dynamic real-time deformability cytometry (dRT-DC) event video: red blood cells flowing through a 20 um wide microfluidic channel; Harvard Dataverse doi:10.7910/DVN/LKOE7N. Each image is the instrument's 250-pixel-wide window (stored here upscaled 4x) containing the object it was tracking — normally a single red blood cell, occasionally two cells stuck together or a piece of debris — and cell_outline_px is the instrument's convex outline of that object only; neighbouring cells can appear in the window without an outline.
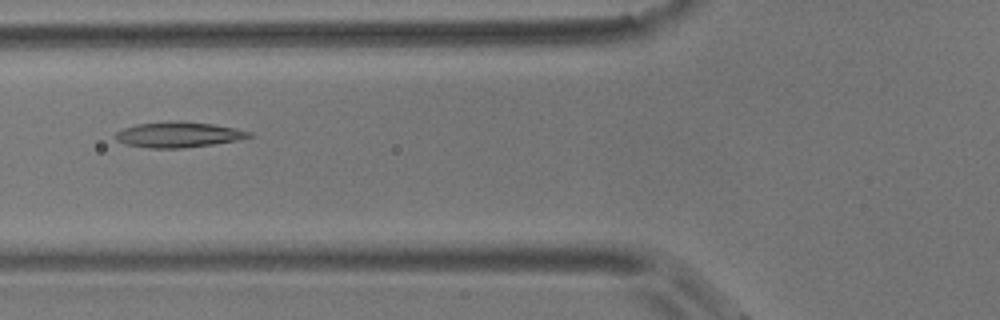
{"species": "common noctule bat (a hibernating species)", "species_latin": "Nyctalus noctula", "temperature_condition": "room temperature", "stored_images_in_passage": 11, "camera_frame_rate_fps": 3000, "um_per_image_px": 0.085, "animal": {"sex": "male", "body_mass_g": 17.9}, "frame": {"image": 1, "passage_image": 2, "time_ms": 0.333, "image_size_px": [1000, 320], "cell_outline_px": [[256, 136], [236, 140], [212, 144], [184, 148], [148, 148], [124, 144], [116, 140], [116, 132], [124, 128], [136, 124], [168, 120], [180, 120], [212, 124], [252, 132]], "centroid_in_image_um": [15.15, 11.43], "position_along_channel_um": 110.7, "area_um2": 20.0}}
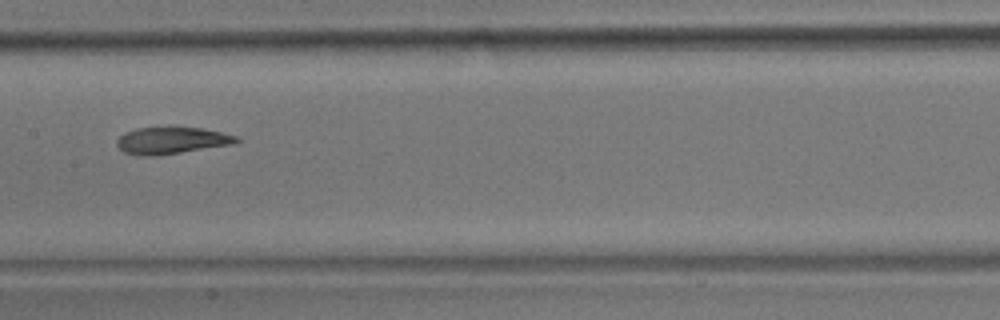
{"frame": {"image": 2, "passage_image": 4, "time_ms": 1.0, "image_size_px": [1000, 320], "cell_outline_px": [[240, 140], [236, 144], [156, 156], [144, 156], [124, 152], [116, 144], [116, 140], [124, 132], [136, 128], [200, 128], [220, 132], [236, 136]], "centroid_in_image_um": [14.58, 11.95], "position_along_channel_um": 192.8, "area_um2": 18.55}}
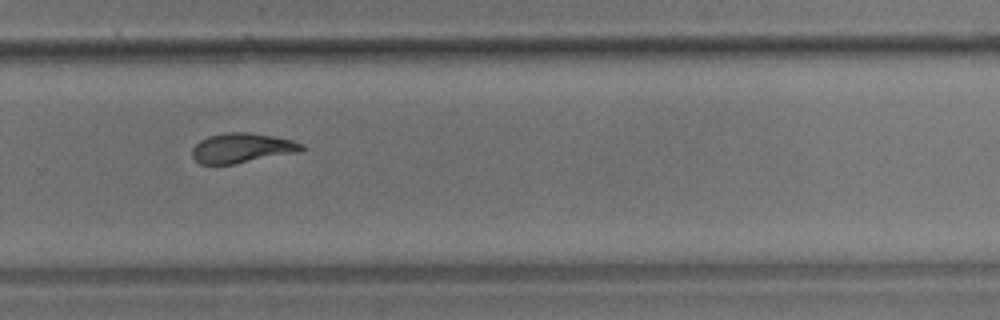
{"frame": {"image": 3, "passage_image": 7, "time_ms": 2.0, "image_size_px": [1000, 320], "cell_outline_px": [[304, 152], [236, 164], [200, 164], [192, 156], [192, 148], [200, 140], [208, 136], [224, 132], [252, 132], [292, 140], [304, 144]], "centroid_in_image_um": [20.62, 12.58], "position_along_channel_um": 309.2, "area_um2": 19.42}}